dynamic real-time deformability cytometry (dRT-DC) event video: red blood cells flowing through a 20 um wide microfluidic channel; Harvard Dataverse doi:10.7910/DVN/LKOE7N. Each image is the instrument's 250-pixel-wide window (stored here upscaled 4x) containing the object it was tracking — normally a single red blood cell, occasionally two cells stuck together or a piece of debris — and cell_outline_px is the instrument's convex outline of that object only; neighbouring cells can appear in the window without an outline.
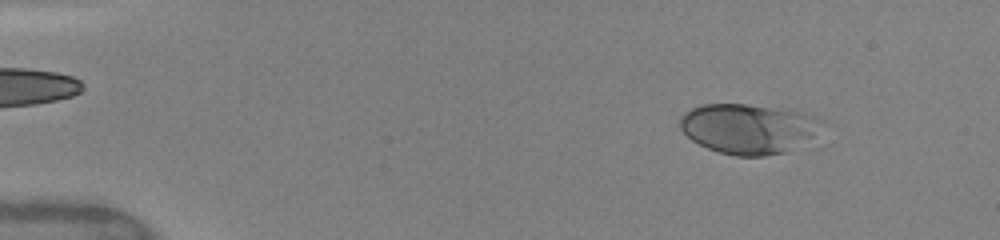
{"species": "human", "species_latin": "Homo sapiens", "temperature_condition": "warm", "stored_images_in_passage": 27, "camera_frame_rate_fps": 3000, "um_per_image_px": 0.085, "donor": {"sex": "female"}, "frame": {"image": 1, "passage_image": 2, "time_ms": 0.667, "image_size_px": [1000, 240], "cell_outline_px": [[828, 120], [812, 136], [784, 152], [764, 156], [736, 156], [720, 152], [708, 148], [692, 140], [680, 128], [680, 116], [684, 112], [700, 104], [748, 104], [788, 108]], "centroid_in_image_um": [63.61, 10.9], "position_along_channel_um": 21.4, "area_um2": 41.38}}
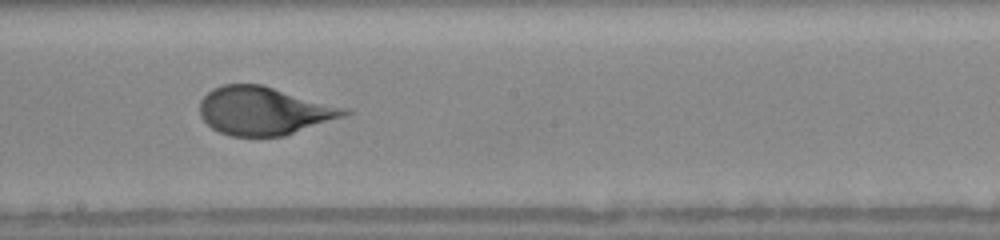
{"frame": {"image": 2, "passage_image": 14, "time_ms": 8.0, "image_size_px": [1000, 240], "cell_outline_px": [[352, 112], [344, 116], [284, 136], [232, 136], [220, 132], [212, 128], [200, 116], [200, 100], [212, 88], [224, 84], [260, 84], [352, 108]], "centroid_in_image_um": [22.47, 9.41], "position_along_channel_um": 225.7, "area_um2": 40.75}}
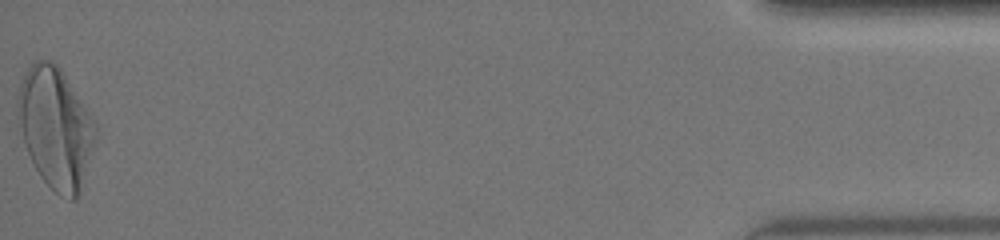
{"frame": {"image": 3, "passage_image": 27, "time_ms": 15.0, "image_size_px": [1000, 240], "cell_outline_px": [[96, 136], [76, 200], [72, 200], [60, 196], [40, 176], [24, 144], [20, 124], [16, 100], [20, 84], [28, 68], [36, 60], [52, 60], [60, 68], [96, 124]], "centroid_in_image_um": [4.7, 10.84], "position_along_channel_um": 430.5, "area_um2": 53.35}, "authors_computed_cell_mechanics": {"area_um2": 40.171, "velocity_mm_per_s": 4.1294, "shape_relaxation_time_tau1_ms": 6.0548, "shape_relaxation_time_tau2_ms": null, "deformation_change_tau1": 0.2315, "deformation_change_tau2": null}}